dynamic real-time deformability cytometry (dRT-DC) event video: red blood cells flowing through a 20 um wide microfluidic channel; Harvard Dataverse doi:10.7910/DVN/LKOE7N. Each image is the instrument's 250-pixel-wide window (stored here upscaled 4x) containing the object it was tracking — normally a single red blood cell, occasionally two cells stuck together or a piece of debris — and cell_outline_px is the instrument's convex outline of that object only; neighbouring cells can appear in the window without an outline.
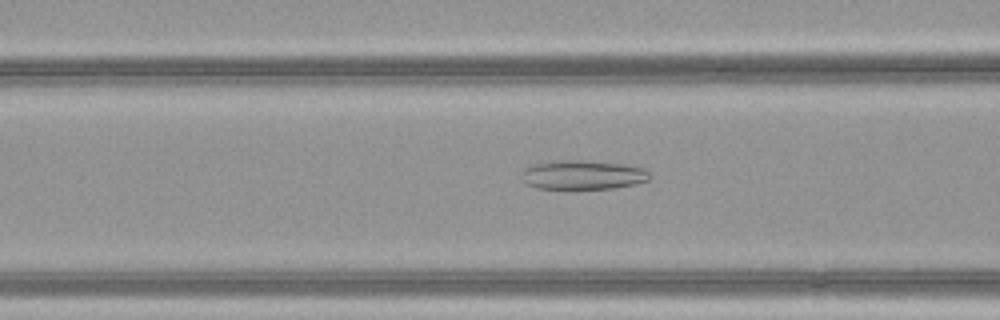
{"species": "common noctule bat (a hibernating species)", "species_latin": "Nyctalus noctula", "temperature_condition": "warm", "stored_images_in_passage": 50, "camera_frame_rate_fps": 3000, "um_per_image_px": 0.085, "animal": {"sex": "female", "body_mass_g": 21.9}, "frame": {"image": 1, "passage_image": 21, "time_ms": 6.667, "image_size_px": [1000, 320], "cell_outline_px": [[652, 176], [648, 180], [636, 184], [612, 188], [536, 188], [524, 184], [520, 180], [520, 172], [528, 164], [556, 160], [580, 160], [620, 164], [644, 168]], "centroid_in_image_um": [49.43, 14.86], "position_along_channel_um": 117.2, "area_um2": 22.02}}
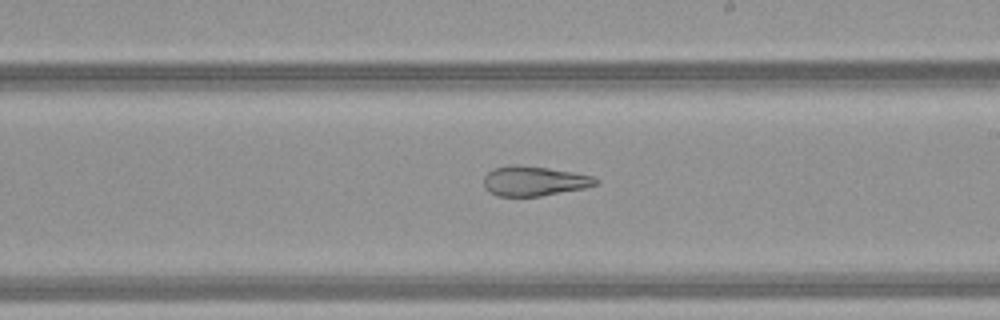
{"frame": {"image": 2, "passage_image": 30, "time_ms": 9.667, "image_size_px": [1000, 320], "cell_outline_px": [[600, 180], [596, 184], [584, 188], [540, 196], [496, 196], [488, 192], [484, 188], [484, 176], [492, 168], [512, 164], [516, 164], [548, 168], [596, 176]], "centroid_in_image_um": [45.37, 15.38], "position_along_channel_um": 243.6, "area_um2": 19.59}}
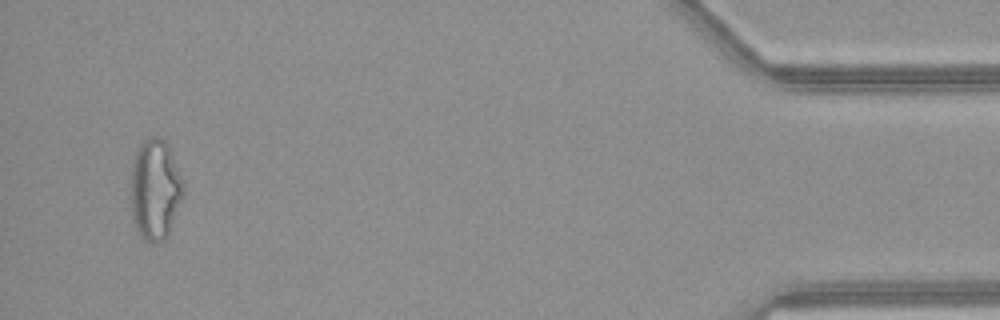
{"frame": {"image": 3, "passage_image": 48, "time_ms": 15.667, "image_size_px": [1000, 320], "cell_outline_px": [[184, 196], [168, 232], [164, 240], [152, 244], [144, 240], [140, 236], [136, 228], [132, 216], [132, 164], [136, 152], [144, 140], [164, 136], [168, 144], [184, 180]], "centroid_in_image_um": [13.22, 16.11], "position_along_channel_um": 422.0, "area_um2": 30.81}, "authors_computed_cell_mechanics": {"area_um2": 27.1949, "velocity_mm_per_s": 4.2064, "shape_relaxation_time_tau1_ms": null, "shape_relaxation_time_tau2_ms": 2.4362, "deformation_change_tau1": null, "deformation_change_tau2": 0.1238}}